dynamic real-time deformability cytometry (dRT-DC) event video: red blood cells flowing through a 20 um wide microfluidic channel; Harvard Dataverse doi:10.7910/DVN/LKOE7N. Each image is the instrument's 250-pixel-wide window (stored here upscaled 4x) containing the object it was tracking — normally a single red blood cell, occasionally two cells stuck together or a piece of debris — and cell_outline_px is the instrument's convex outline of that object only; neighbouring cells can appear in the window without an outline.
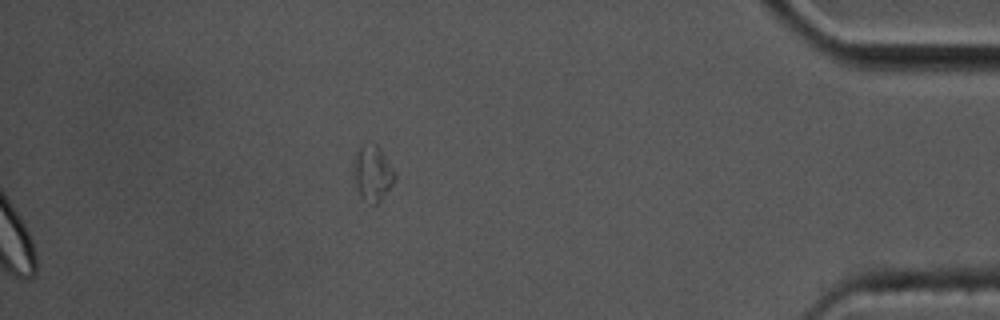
{"species": "common noctule bat (a hibernating species)", "species_latin": "Nyctalus noctula", "temperature_condition": "cold", "stored_images_in_passage": 57, "segment_of_instrument_passage": [2, 2], "camera_frame_rate_fps": 3000, "um_per_image_px": 0.085, "animal": {"sex": "male", "body_mass_g": 17.5, "forearm_length_mm": 52.3}, "frame": {"image": 1, "passage_image": 57, "time_ms": 18.667, "image_size_px": [1000, 320], "cell_outline_px": [[396, 176], [392, 184], [380, 200], [376, 204], [372, 204], [360, 196], [352, 176], [352, 160], [356, 148], [360, 144], [376, 144], [380, 148], [396, 172]], "centroid_in_image_um": [31.61, 14.66], "position_along_channel_um": 403.6, "area_um2": 13.64}}